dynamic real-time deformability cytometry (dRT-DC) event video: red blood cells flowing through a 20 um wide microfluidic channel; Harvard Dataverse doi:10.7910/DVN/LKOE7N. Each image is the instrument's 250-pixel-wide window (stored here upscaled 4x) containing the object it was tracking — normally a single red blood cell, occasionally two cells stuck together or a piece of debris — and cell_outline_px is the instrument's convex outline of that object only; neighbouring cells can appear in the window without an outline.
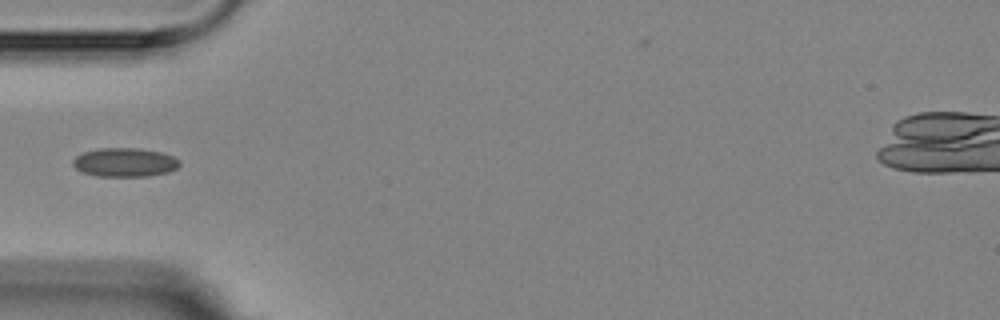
{"species": "Egyptian fruit bat (a non-hibernating species)", "species_latin": "Rousettus aegyptiacus", "temperature_condition": "room temperature", "stored_images_in_passage": 6, "camera_frame_rate_fps": 3000, "um_per_image_px": 0.085, "animal": {"sex": "female"}, "frame": {"image": 1, "passage_image": 5, "time_ms": 4.667, "image_size_px": [1000, 320], "cell_outline_px": [[180, 164], [176, 168], [168, 172], [148, 176], [96, 176], [80, 172], [72, 164], [72, 160], [76, 156], [84, 152], [100, 148], [140, 148], [160, 152], [172, 156], [180, 160]], "centroid_in_image_um": [10.58, 13.8], "position_along_channel_um": 74.4, "area_um2": 17.98}}